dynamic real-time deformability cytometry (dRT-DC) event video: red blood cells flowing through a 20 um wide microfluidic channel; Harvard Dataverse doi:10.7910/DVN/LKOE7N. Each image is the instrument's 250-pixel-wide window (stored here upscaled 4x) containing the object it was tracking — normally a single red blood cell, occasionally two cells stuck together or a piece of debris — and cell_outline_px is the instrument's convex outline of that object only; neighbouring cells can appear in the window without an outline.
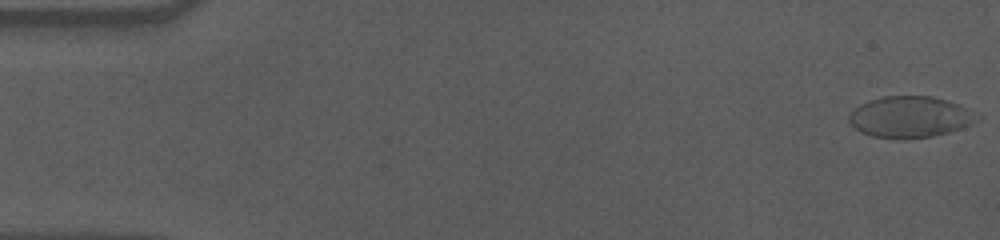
{"species": "human", "species_latin": "Homo sapiens", "temperature_condition": "cold", "stored_images_in_passage": 57, "camera_frame_rate_fps": 3000, "um_per_image_px": 0.085, "donor": {"sex": "male"}, "frame": {"image": 1, "passage_image": 1, "time_ms": 0.0, "image_size_px": [1000, 240], "cell_outline_px": [[972, 124], [948, 132], [932, 136], [904, 140], [872, 136], [860, 132], [848, 120], [848, 116], [860, 104], [868, 100], [884, 96], [932, 96], [948, 100], [960, 104], [972, 116]], "centroid_in_image_um": [77.25, 9.95], "position_along_channel_um": 7.7, "area_um2": 30.29}}
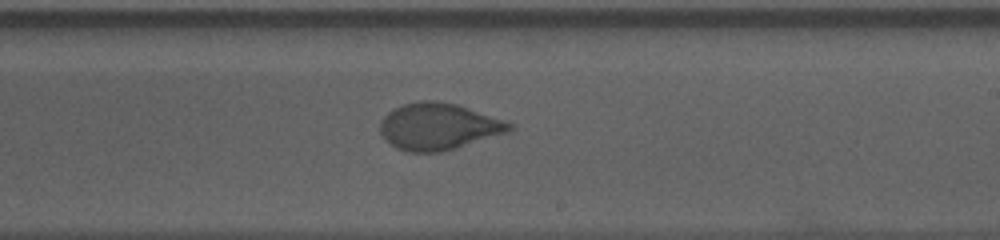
{"frame": {"image": 2, "passage_image": 34, "time_ms": 11.0, "image_size_px": [1000, 240], "cell_outline_px": [[516, 128], [508, 132], [456, 148], [440, 152], [408, 152], [396, 148], [380, 132], [380, 120], [388, 112], [404, 104], [420, 100], [436, 100], [456, 104], [504, 120], [512, 124]], "centroid_in_image_um": [37.27, 10.75], "position_along_channel_um": 251.7, "area_um2": 34.97}}
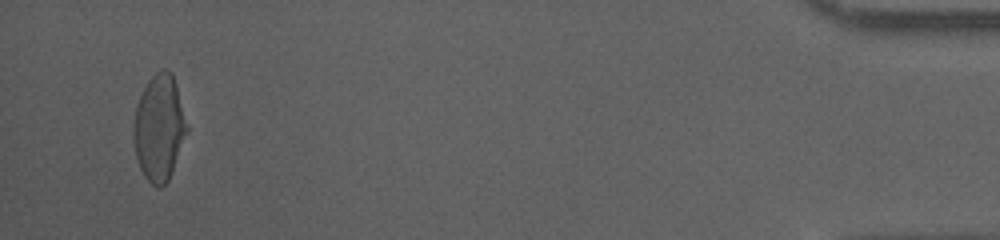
{"frame": {"image": 3, "passage_image": 55, "time_ms": 18.0, "image_size_px": [1000, 240], "cell_outline_px": [[188, 132], [172, 172], [168, 180], [160, 188], [156, 188], [144, 176], [140, 168], [136, 156], [132, 132], [132, 124], [136, 104], [148, 80], [156, 72], [164, 68], [168, 68], [172, 72], [176, 84], [188, 128]], "centroid_in_image_um": [13.52, 10.86], "position_along_channel_um": 421.7, "area_um2": 33.18}, "authors_computed_cell_mechanics": {"area_um2": 33.9864, "velocity_mm_per_s": 3.5728, "shape_relaxation_time_tau1_ms": 5.7855, "shape_relaxation_time_tau2_ms": 0.7785, "deformation_change_tau1": 0.1739, "deformation_change_tau2": 0.0552}}